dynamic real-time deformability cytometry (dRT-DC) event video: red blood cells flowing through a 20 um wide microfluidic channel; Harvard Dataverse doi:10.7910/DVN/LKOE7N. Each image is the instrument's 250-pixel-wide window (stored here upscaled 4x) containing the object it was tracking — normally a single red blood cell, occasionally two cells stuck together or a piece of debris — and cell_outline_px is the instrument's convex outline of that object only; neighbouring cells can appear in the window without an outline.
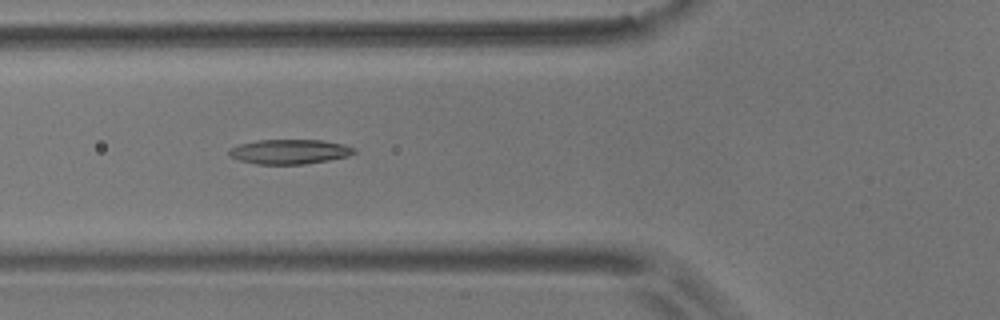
{"species": "common noctule bat (a hibernating species)", "species_latin": "Nyctalus noctula", "temperature_condition": "room temperature", "stored_images_in_passage": 7, "camera_frame_rate_fps": 3000, "um_per_image_px": 0.085, "animal": {"sex": "male", "body_mass_g": 17.9}, "frame": {"image": 1, "passage_image": 4, "time_ms": 3.333, "image_size_px": [1000, 320], "cell_outline_px": [[356, 152], [348, 156], [328, 160], [304, 164], [256, 164], [240, 160], [228, 156], [228, 148], [240, 144], [256, 140], [324, 140], [344, 144], [356, 148]], "centroid_in_image_um": [24.6, 12.88], "position_along_channel_um": 101.2, "area_um2": 18.09}}
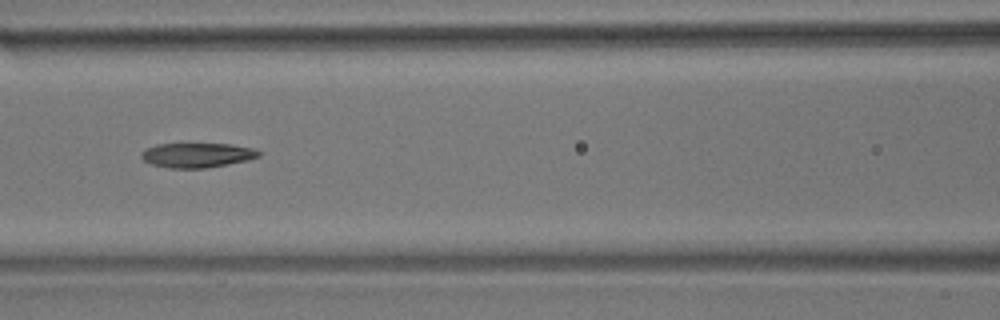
{"frame": {"image": 2, "passage_image": 5, "time_ms": 4.667, "image_size_px": [1000, 320], "cell_outline_px": [[260, 156], [248, 160], [228, 164], [204, 168], [168, 168], [148, 164], [140, 156], [140, 152], [156, 144], [232, 144], [252, 148], [260, 152]], "centroid_in_image_um": [16.72, 13.19], "position_along_channel_um": 149.9, "area_um2": 16.88}}
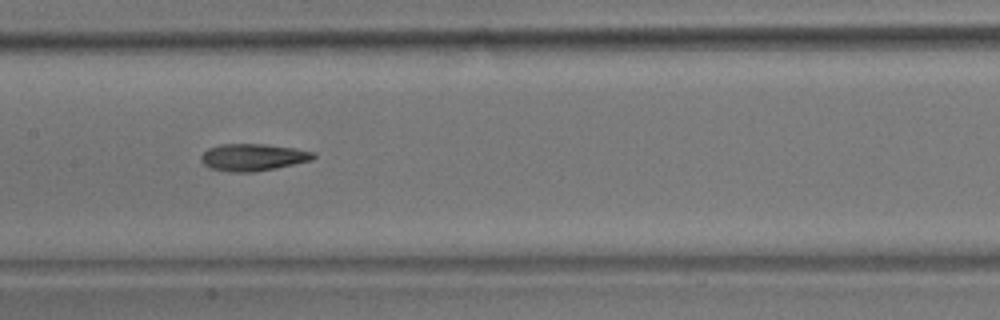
{"frame": {"image": 3, "passage_image": 6, "time_ms": 5.667, "image_size_px": [1000, 320], "cell_outline_px": [[316, 156], [312, 160], [276, 168], [252, 172], [228, 172], [208, 168], [200, 160], [200, 156], [208, 148], [220, 144], [264, 144], [292, 148], [316, 152]], "centroid_in_image_um": [21.47, 13.37], "position_along_channel_um": 185.9, "area_um2": 17.8}}